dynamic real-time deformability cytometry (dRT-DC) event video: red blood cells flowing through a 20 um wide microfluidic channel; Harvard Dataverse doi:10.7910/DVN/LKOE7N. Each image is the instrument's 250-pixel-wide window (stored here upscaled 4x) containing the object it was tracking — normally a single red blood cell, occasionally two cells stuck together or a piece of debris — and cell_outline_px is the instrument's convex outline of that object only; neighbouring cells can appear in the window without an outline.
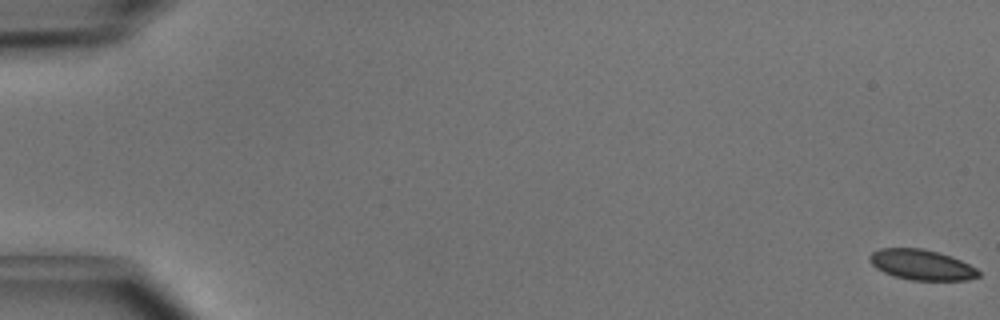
{"species": "common noctule bat (a hibernating species)", "species_latin": "Nyctalus noctula", "temperature_condition": "cold", "stored_images_in_passage": 51, "camera_frame_rate_fps": 3000, "um_per_image_px": 0.085, "animal": {"sex": "male", "body_mass_g": 15.6}, "frame": {"image": 1, "passage_image": 1, "time_ms": 0.0, "image_size_px": [1000, 320], "cell_outline_px": [[980, 276], [968, 280], [912, 280], [896, 276], [884, 272], [876, 268], [872, 264], [868, 256], [872, 252], [880, 248], [924, 248], [940, 252], [952, 256], [976, 268], [980, 272]], "centroid_in_image_um": [78.35, 22.49], "position_along_channel_um": 6.7, "area_um2": 19.31}}
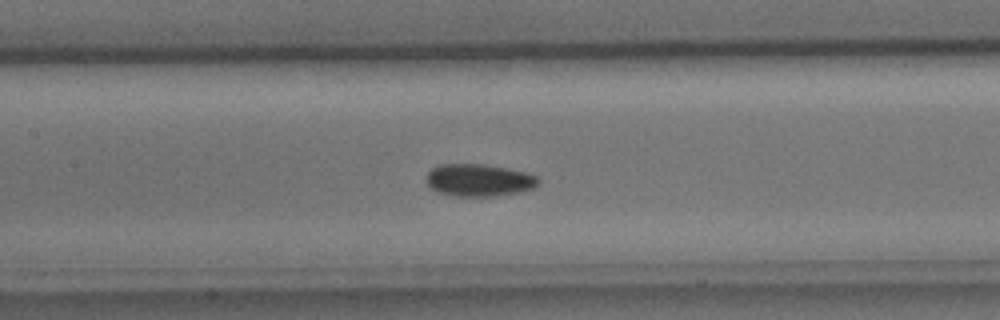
{"frame": {"image": 2, "passage_image": 25, "time_ms": 8.0, "image_size_px": [1000, 320], "cell_outline_px": [[540, 184], [536, 188], [520, 192], [496, 196], [452, 196], [440, 192], [432, 188], [424, 180], [428, 172], [432, 168], [440, 164], [484, 164], [508, 168], [528, 172], [536, 176], [540, 180]], "centroid_in_image_um": [40.75, 15.31], "position_along_channel_um": 166.6, "area_um2": 21.44}}
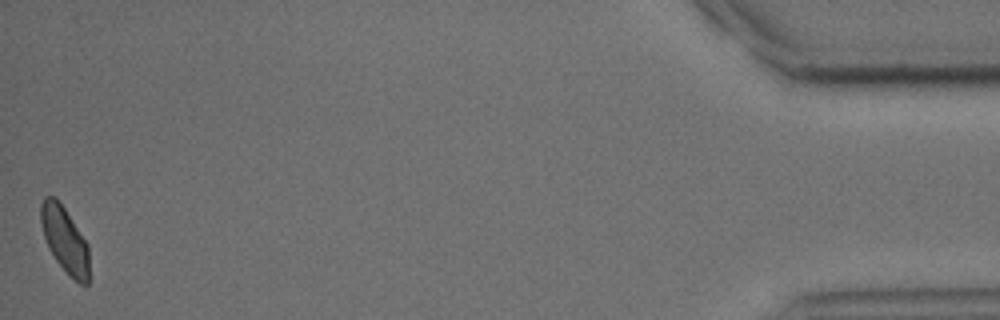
{"frame": {"image": 3, "passage_image": 51, "time_ms": 16.667, "image_size_px": [1000, 320], "cell_outline_px": [[88, 284], [80, 284], [68, 276], [56, 260], [48, 248], [44, 236], [40, 220], [40, 204], [44, 196], [56, 196], [88, 244]], "centroid_in_image_um": [5.48, 20.37], "position_along_channel_um": 429.7, "area_um2": 18.55}, "authors_computed_cell_mechanics": {"area_um2": 20.1144, "velocity_mm_per_s": 4.0321, "shape_relaxation_time_tau1_ms": 8.3644, "shape_relaxation_time_tau2_ms": 7.0469, "deformation_change_tau1": 0.1651, "deformation_change_tau2": 0.0734}}